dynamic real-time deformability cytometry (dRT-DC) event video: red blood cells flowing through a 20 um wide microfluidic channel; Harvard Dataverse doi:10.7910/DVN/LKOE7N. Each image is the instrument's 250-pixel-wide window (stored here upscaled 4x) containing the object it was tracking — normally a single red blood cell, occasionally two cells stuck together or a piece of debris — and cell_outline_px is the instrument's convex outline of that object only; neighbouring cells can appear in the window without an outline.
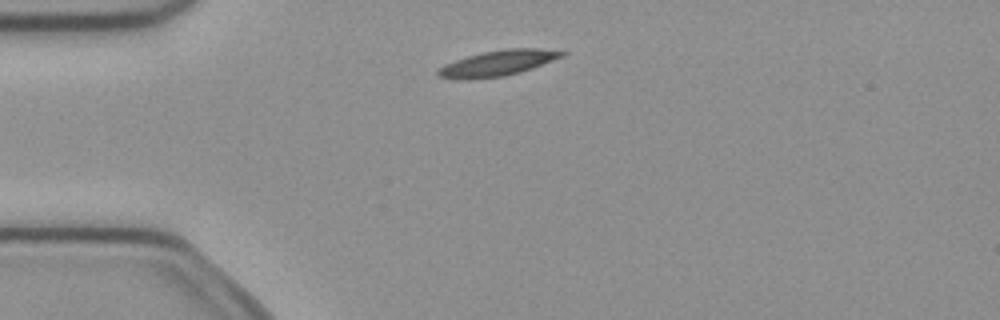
{"species": "common noctule bat (a hibernating species)", "species_latin": "Nyctalus noctula", "temperature_condition": "cold", "stored_images_in_passage": 5, "camera_frame_rate_fps": 3000, "um_per_image_px": 0.085, "animal": {"sex": "female", "body_mass_g": 21.9}, "frame": {"image": 1, "passage_image": 2, "time_ms": 0.333, "image_size_px": [1000, 320], "cell_outline_px": [[568, 52], [564, 56], [532, 68], [520, 72], [504, 76], [464, 80], [460, 80], [436, 76], [436, 72], [444, 64], [468, 56], [484, 52], [504, 48], [540, 48]], "centroid_in_image_um": [42.3, 5.37], "position_along_channel_um": 42.7, "area_um2": 18.5}}
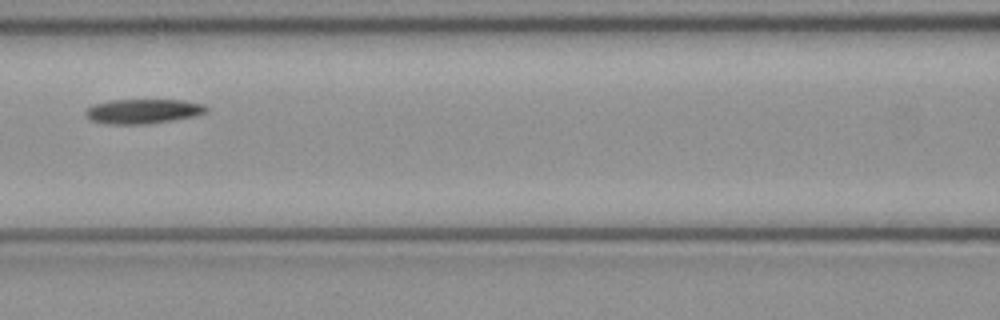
{"frame": {"image": 2, "passage_image": 5, "time_ms": 1.333, "image_size_px": [1000, 320], "cell_outline_px": [[208, 112], [196, 116], [148, 124], [112, 124], [92, 120], [84, 116], [84, 112], [92, 104], [112, 100], [184, 100], [204, 104], [208, 108]], "centroid_in_image_um": [12.18, 9.45], "position_along_channel_um": 154.4, "area_um2": 17.4}}